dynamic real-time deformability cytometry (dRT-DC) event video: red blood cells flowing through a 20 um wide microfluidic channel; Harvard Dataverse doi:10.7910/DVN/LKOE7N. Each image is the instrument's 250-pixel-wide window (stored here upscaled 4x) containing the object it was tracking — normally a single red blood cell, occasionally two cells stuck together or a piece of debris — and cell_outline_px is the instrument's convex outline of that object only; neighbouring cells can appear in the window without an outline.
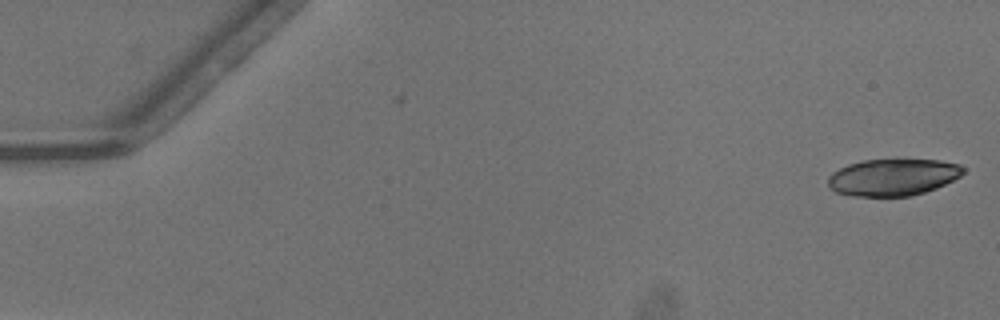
{"species": "common noctule bat (a hibernating species)", "species_latin": "Nyctalus noctula", "temperature_condition": "warm", "stored_images_in_passage": 50, "camera_frame_rate_fps": 3000, "um_per_image_px": 0.085, "animal": {"sex": "male", "body_mass_g": 13.3}, "frame": {"image": 1, "passage_image": 1, "time_ms": 0.0, "image_size_px": [1000, 320], "cell_outline_px": [[964, 172], [960, 176], [936, 188], [912, 196], [852, 196], [836, 192], [828, 188], [828, 176], [832, 172], [848, 164], [864, 160], [940, 160], [960, 164], [964, 168]], "centroid_in_image_um": [75.87, 15.07], "position_along_channel_um": 9.1, "area_um2": 29.02}}